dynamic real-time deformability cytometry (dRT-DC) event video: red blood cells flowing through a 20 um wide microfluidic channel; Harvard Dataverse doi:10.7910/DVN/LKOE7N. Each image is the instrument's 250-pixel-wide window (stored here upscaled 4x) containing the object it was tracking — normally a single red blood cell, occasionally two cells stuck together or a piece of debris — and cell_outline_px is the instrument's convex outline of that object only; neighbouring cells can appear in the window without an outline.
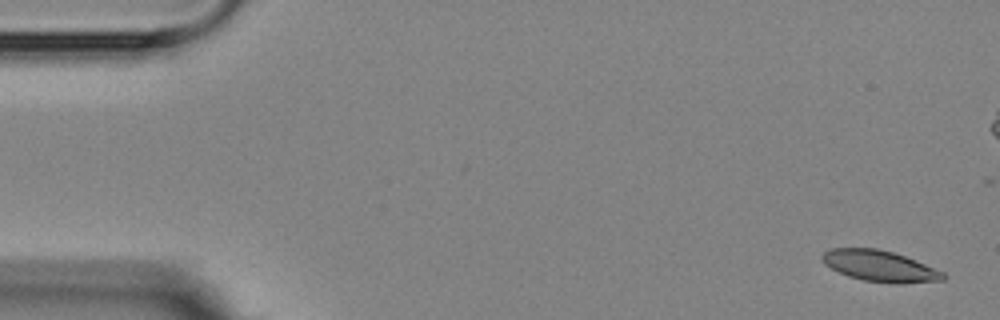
{"species": "Egyptian fruit bat (a non-hibernating species)", "species_latin": "Rousettus aegyptiacus", "temperature_condition": "room temperature", "stored_images_in_passage": 5, "camera_frame_rate_fps": 3000, "um_per_image_px": 0.085, "animal": {"sex": "female"}, "frame": {"image": 1, "passage_image": 1, "time_ms": 0.0, "image_size_px": [1000, 320], "cell_outline_px": [[948, 276], [944, 280], [900, 284], [896, 284], [864, 280], [848, 276], [824, 264], [820, 260], [820, 256], [824, 252], [832, 248], [876, 248], [892, 252], [916, 260], [944, 272]], "centroid_in_image_um": [74.8, 22.62], "position_along_channel_um": 10.2, "area_um2": 21.96}}
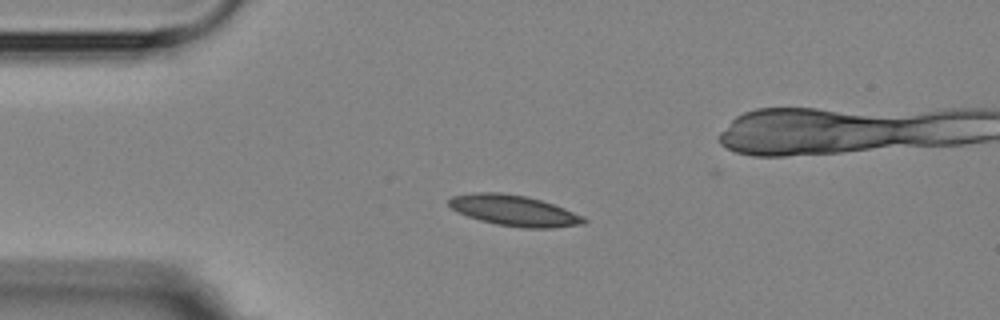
{"frame": {"image": 2, "passage_image": 4, "time_ms": 3.667, "image_size_px": [1000, 320], "cell_outline_px": [[588, 220], [584, 224], [552, 228], [524, 228], [496, 224], [480, 220], [456, 212], [448, 204], [448, 200], [452, 196], [476, 192], [500, 192], [524, 196], [540, 200], [564, 208], [584, 216]], "centroid_in_image_um": [43.7, 17.9], "position_along_channel_um": 41.3, "area_um2": 24.16}}